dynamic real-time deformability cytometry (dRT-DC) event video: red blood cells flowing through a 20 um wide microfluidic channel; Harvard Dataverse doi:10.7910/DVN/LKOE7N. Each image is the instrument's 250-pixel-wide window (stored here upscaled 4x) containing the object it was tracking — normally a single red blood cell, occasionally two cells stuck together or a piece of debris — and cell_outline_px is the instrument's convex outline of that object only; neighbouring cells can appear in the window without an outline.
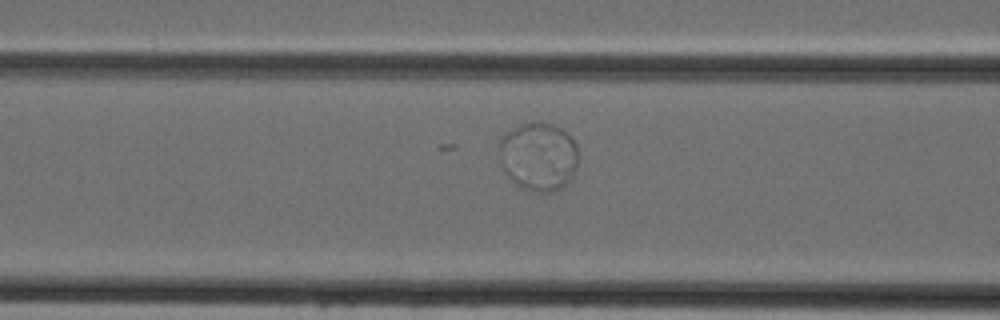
{"species": "Egyptian fruit bat (a non-hibernating species)", "species_latin": "Rousettus aegyptiacus", "temperature_condition": "cold", "stored_images_in_passage": 42, "camera_frame_rate_fps": 3000, "um_per_image_px": 0.085, "animal": {"sex": "female"}, "frame": {"image": 1, "passage_image": 14, "time_ms": 4.333, "image_size_px": [1000, 320], "cell_outline_px": [[576, 168], [572, 176], [560, 188], [552, 192], [536, 192], [524, 188], [516, 184], [504, 172], [500, 164], [500, 140], [512, 128], [524, 124], [552, 124], [560, 128], [576, 144]], "centroid_in_image_um": [45.75, 13.34], "position_along_channel_um": 120.9, "area_um2": 30.81}}
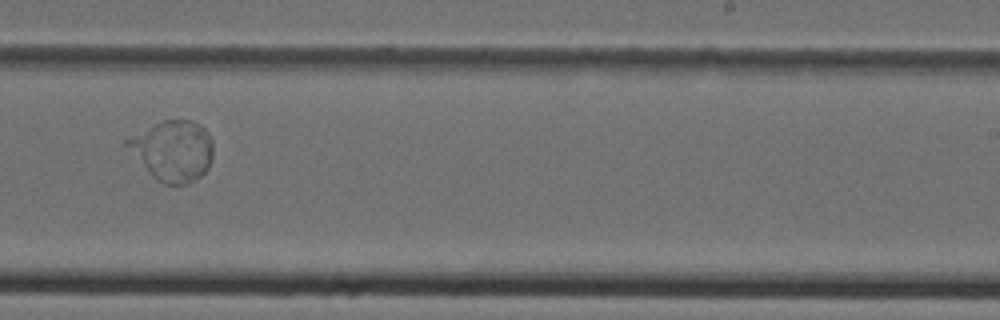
{"frame": {"image": 2, "passage_image": 25, "time_ms": 8.0, "image_size_px": [1000, 320], "cell_outline_px": [[212, 160], [208, 168], [196, 180], [188, 184], [164, 184], [156, 180], [152, 176], [124, 144], [124, 140], [160, 120], [192, 120], [204, 128], [208, 132], [212, 140]], "centroid_in_image_um": [14.7, 12.8], "position_along_channel_um": 274.3, "area_um2": 30.29}}
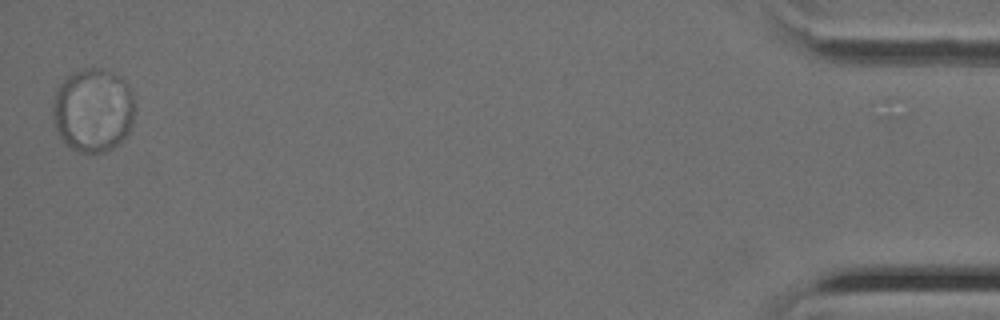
{"frame": {"image": 3, "passage_image": 42, "time_ms": 13.667, "image_size_px": [1000, 320], "cell_outline_px": [[136, 108], [132, 124], [128, 132], [120, 144], [104, 152], [80, 152], [72, 148], [56, 132], [52, 116], [52, 100], [60, 84], [72, 72], [84, 68], [100, 68], [112, 72], [120, 76], [128, 84]], "centroid_in_image_um": [7.92, 9.35], "position_along_channel_um": 427.3, "area_um2": 40.4}}